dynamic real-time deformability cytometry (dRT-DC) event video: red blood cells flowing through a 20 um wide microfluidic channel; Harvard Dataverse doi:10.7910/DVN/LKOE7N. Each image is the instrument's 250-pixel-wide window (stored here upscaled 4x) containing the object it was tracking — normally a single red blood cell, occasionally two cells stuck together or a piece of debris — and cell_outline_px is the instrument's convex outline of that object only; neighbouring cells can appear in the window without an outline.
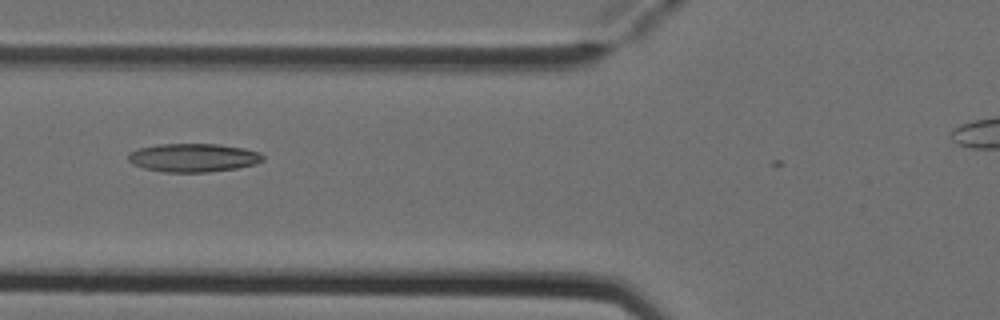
{"species": "Egyptian fruit bat (a non-hibernating species)", "species_latin": "Rousettus aegyptiacus", "temperature_condition": "cold", "stored_images_in_passage": 6, "camera_frame_rate_fps": 3000, "um_per_image_px": 0.085, "animal": {"sex": "female"}, "frame": {"image": 1, "passage_image": 5, "time_ms": 1.333, "image_size_px": [1000, 320], "cell_outline_px": [[264, 160], [256, 164], [236, 168], [208, 172], [164, 172], [144, 168], [132, 164], [128, 160], [128, 152], [136, 148], [160, 144], [220, 144], [244, 148], [260, 152], [264, 156]], "centroid_in_image_um": [16.42, 13.4], "position_along_channel_um": 109.4, "area_um2": 22.54}}